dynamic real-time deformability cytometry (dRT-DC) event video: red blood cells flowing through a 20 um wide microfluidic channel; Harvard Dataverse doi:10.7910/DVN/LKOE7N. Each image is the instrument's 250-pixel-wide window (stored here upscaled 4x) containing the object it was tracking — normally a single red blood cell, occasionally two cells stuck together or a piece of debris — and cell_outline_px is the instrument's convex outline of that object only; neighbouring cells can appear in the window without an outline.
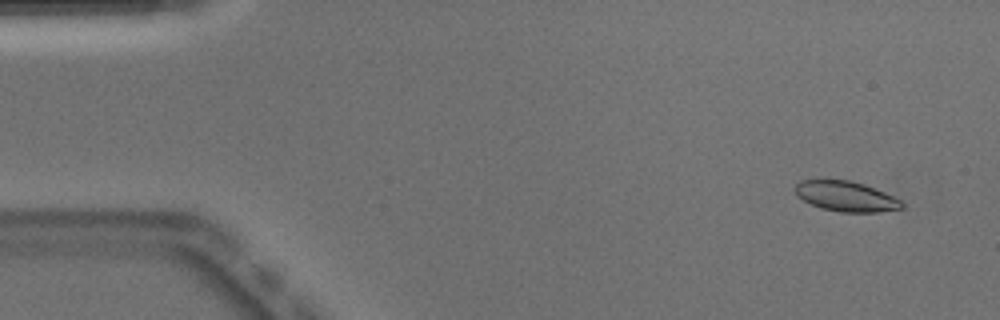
{"species": "Egyptian fruit bat (a non-hibernating species)", "species_latin": "Rousettus aegyptiacus", "temperature_condition": "warm", "stored_images_in_passage": 53, "camera_frame_rate_fps": 3000, "um_per_image_px": 0.085, "animal": {"sex": "male"}, "frame": {"image": 1, "passage_image": 4, "time_ms": 1.0, "image_size_px": [1000, 320], "cell_outline_px": [[904, 208], [880, 212], [840, 212], [820, 208], [796, 196], [792, 188], [800, 180], [848, 180], [864, 184], [884, 192], [900, 200], [904, 204]], "centroid_in_image_um": [71.88, 16.69], "position_along_channel_um": 13.1, "area_um2": 18.84}}
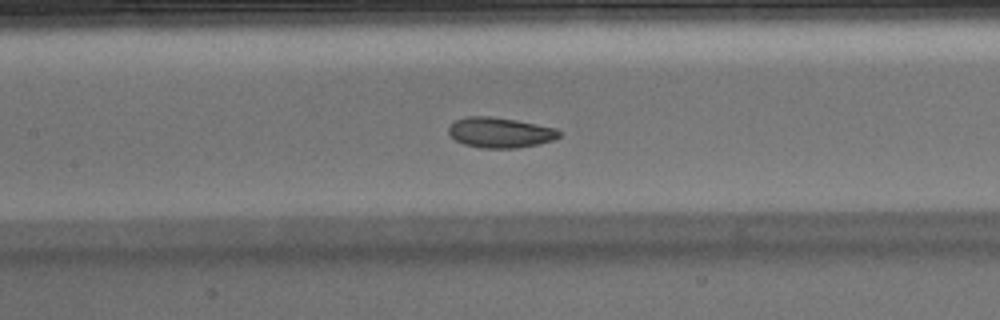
{"frame": {"image": 2, "passage_image": 24, "time_ms": 7.667, "image_size_px": [1000, 320], "cell_outline_px": [[560, 136], [552, 140], [540, 144], [516, 148], [480, 148], [464, 144], [456, 140], [448, 132], [448, 128], [456, 120], [464, 116], [492, 116], [516, 120], [556, 128], [560, 132]], "centroid_in_image_um": [42.5, 11.26], "position_along_channel_um": 164.9, "area_um2": 19.54}}
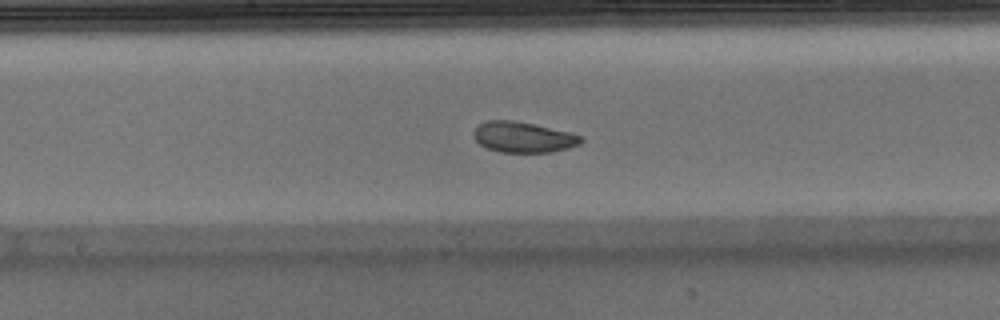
{"frame": {"image": 3, "passage_image": 27, "time_ms": 8.667, "image_size_px": [1000, 320], "cell_outline_px": [[584, 140], [580, 144], [568, 148], [552, 152], [500, 152], [488, 148], [480, 144], [472, 136], [472, 132], [484, 120], [512, 120], [572, 132], [584, 136]], "centroid_in_image_um": [44.5, 11.65], "position_along_channel_um": 203.7, "area_um2": 19.31}, "authors_computed_cell_mechanics": {"area_um2": 19.941, "velocity_mm_per_s": 3.889, "shape_relaxation_time_tau1_ms": 3.0374, "shape_relaxation_time_tau2_ms": 4.9198, "deformation_change_tau1": 0.0983, "deformation_change_tau2": 0.1064}}